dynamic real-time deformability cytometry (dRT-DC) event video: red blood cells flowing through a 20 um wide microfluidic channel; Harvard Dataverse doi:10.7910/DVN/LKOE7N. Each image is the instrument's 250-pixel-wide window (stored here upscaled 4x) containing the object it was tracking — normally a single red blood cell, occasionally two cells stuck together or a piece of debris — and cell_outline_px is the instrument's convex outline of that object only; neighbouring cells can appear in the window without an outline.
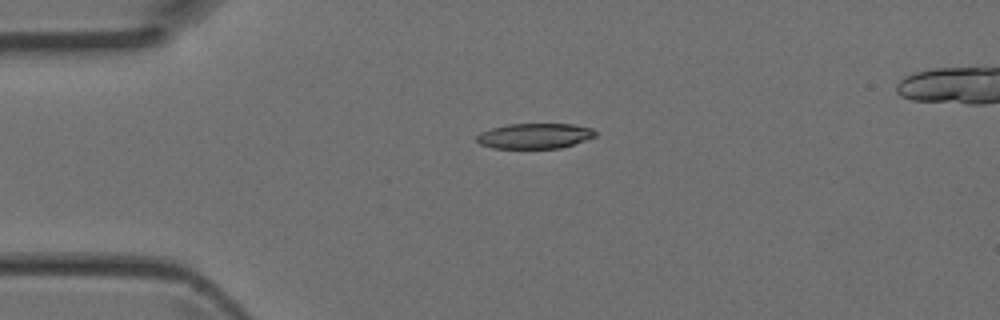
{"species": "Egyptian fruit bat (a non-hibernating species)", "species_latin": "Rousettus aegyptiacus", "temperature_condition": "room temperature", "stored_images_in_passage": 3, "camera_frame_rate_fps": 3000, "um_per_image_px": 0.085, "animal": {"sex": "female"}, "frame": {"image": 1, "passage_image": 1, "time_ms": 0.0, "image_size_px": [1000, 320], "cell_outline_px": [[596, 136], [560, 148], [492, 148], [480, 144], [476, 140], [476, 136], [480, 132], [492, 128], [508, 124], [572, 124], [592, 128], [596, 132]], "centroid_in_image_um": [45.42, 11.55], "position_along_channel_um": 39.6, "area_um2": 17.4}}
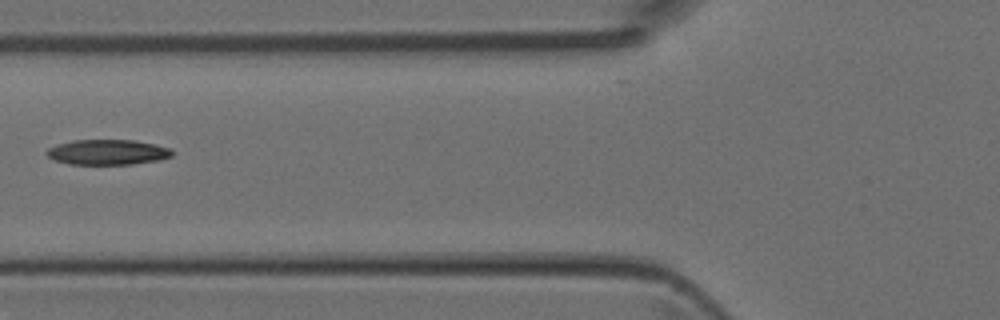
{"frame": {"image": 2, "passage_image": 3, "time_ms": 0.667, "image_size_px": [1000, 320], "cell_outline_px": [[172, 156], [160, 160], [132, 164], [68, 164], [56, 160], [48, 156], [44, 152], [48, 148], [56, 144], [72, 140], [132, 140], [172, 148]], "centroid_in_image_um": [9.12, 12.93], "position_along_channel_um": 116.7, "area_um2": 18.44}}